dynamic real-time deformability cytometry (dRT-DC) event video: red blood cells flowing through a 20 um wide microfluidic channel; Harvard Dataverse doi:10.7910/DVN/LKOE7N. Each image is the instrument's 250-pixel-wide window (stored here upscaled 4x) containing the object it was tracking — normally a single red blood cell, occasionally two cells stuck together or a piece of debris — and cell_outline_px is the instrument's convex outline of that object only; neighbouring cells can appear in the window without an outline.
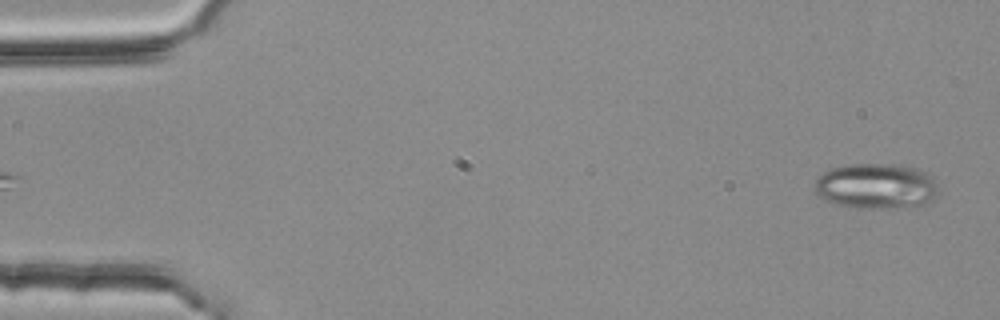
{"species": "common noctule bat (a hibernating species)", "species_latin": "Nyctalus noctula", "temperature_condition": "room temperature", "stored_images_in_passage": 4, "camera_frame_rate_fps": 3000, "um_per_image_px": 0.085, "animal": {"sex": "female", "body_mass_g": 25.1}, "frame": {"image": 1, "passage_image": 4, "time_ms": 1.0, "image_size_px": [1000, 320], "cell_outline_px": [[940, 192], [936, 200], [924, 204], [884, 208], [856, 208], [836, 204], [824, 200], [816, 192], [812, 184], [824, 172], [832, 168], [852, 164], [900, 164], [916, 168], [932, 176]], "centroid_in_image_um": [74.5, 15.82], "position_along_channel_um": 10.5, "area_um2": 33.0}}